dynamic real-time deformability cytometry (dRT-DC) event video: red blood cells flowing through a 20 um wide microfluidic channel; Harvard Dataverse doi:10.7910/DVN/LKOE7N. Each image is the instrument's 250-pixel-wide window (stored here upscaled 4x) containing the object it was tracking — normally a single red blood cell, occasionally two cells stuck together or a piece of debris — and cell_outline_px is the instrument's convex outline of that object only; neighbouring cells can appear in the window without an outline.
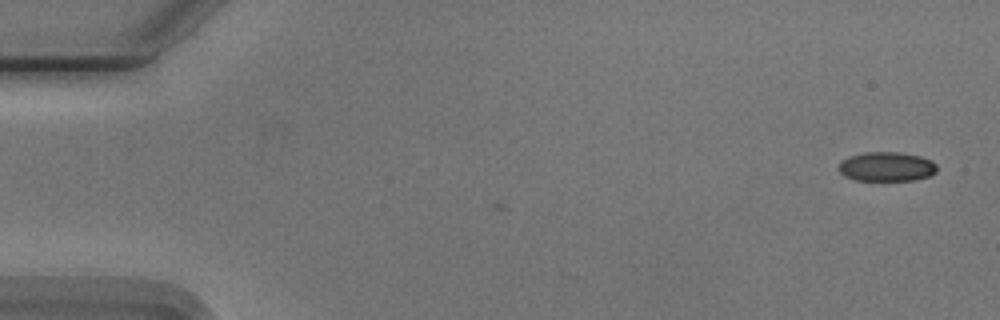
{"species": "Egyptian fruit bat (a non-hibernating species)", "species_latin": "Rousettus aegyptiacus", "temperature_condition": "cold", "stored_images_in_passage": 6, "camera_frame_rate_fps": 3000, "um_per_image_px": 0.085, "animal": {"sex": "male"}, "frame": {"image": 1, "passage_image": 6, "time_ms": 1.667, "image_size_px": [1000, 320], "cell_outline_px": [[936, 172], [928, 176], [916, 180], [856, 180], [844, 176], [836, 168], [840, 160], [848, 156], [864, 152], [900, 152], [920, 156], [932, 160], [936, 164]], "centroid_in_image_um": [75.32, 14.15], "position_along_channel_um": 9.7, "area_um2": 17.05}}